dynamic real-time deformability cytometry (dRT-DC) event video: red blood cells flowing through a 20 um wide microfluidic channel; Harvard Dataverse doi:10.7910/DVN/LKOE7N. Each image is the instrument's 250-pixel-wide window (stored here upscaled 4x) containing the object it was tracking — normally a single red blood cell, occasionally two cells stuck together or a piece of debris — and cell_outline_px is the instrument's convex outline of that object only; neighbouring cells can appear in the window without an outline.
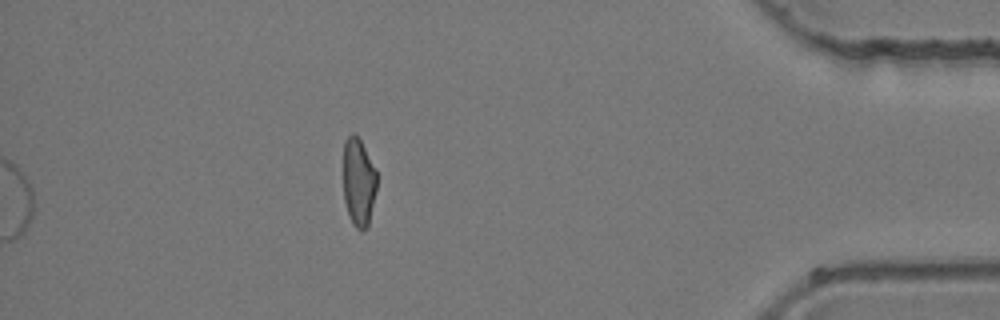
{"species": "common noctule bat (a hibernating species)", "species_latin": "Nyctalus noctula", "temperature_condition": "room temperature", "stored_images_in_passage": 34, "segment_of_instrument_passage": [2, 2], "camera_frame_rate_fps": 3000, "um_per_image_px": 0.085, "animal": {"sex": "female", "body_mass_g": 24.6, "forearm_length_mm": 56.2}, "frame": {"image": 1, "passage_image": 34, "time_ms": 11.0, "image_size_px": [1000, 320], "cell_outline_px": [[376, 188], [368, 224], [360, 232], [352, 224], [344, 200], [344, 140], [352, 132], [360, 140], [376, 168]], "centroid_in_image_um": [30.47, 15.46], "position_along_channel_um": 404.7, "area_um2": 16.99}}